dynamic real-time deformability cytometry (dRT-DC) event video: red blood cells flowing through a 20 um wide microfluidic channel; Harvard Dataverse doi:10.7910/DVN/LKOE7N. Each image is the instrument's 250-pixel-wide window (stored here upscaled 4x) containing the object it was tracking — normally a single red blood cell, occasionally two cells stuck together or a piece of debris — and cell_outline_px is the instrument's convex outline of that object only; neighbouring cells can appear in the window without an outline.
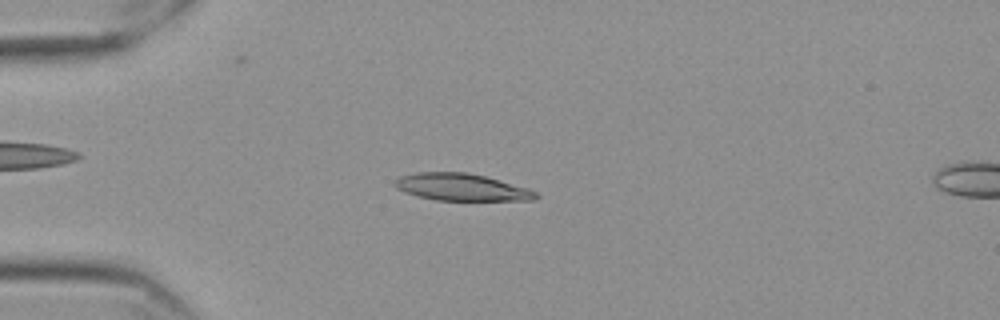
{"species": "Egyptian fruit bat (a non-hibernating species)", "species_latin": "Rousettus aegyptiacus", "temperature_condition": "cold", "stored_images_in_passage": 40, "camera_frame_rate_fps": 3000, "um_per_image_px": 0.085, "frame": {"image": 1, "passage_image": 6, "time_ms": 1.667, "image_size_px": [1000, 320], "cell_outline_px": [[540, 196], [536, 200], [436, 200], [404, 192], [396, 188], [392, 184], [392, 180], [400, 176], [416, 172], [468, 172], [484, 176], [528, 188], [536, 192]], "centroid_in_image_um": [39.19, 15.9], "position_along_channel_um": 45.8, "area_um2": 22.31}}
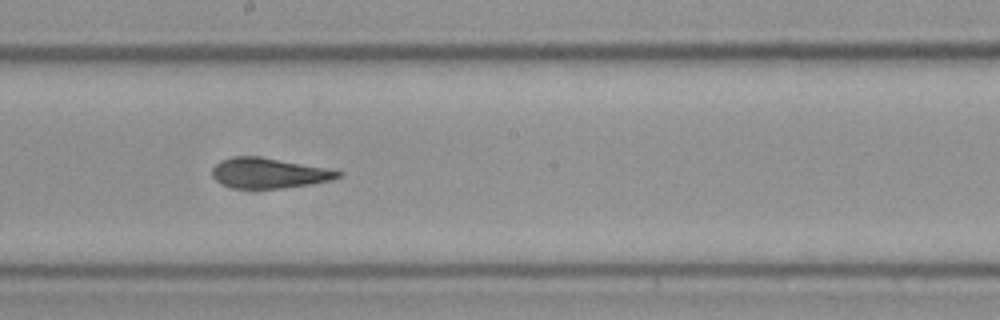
{"frame": {"image": 2, "passage_image": 23, "time_ms": 7.333, "image_size_px": [1000, 320], "cell_outline_px": [[344, 172], [340, 176], [332, 180], [284, 188], [236, 188], [224, 184], [216, 180], [212, 176], [212, 168], [220, 160], [236, 156], [260, 156], [324, 168]], "centroid_in_image_um": [22.83, 14.7], "position_along_channel_um": 225.4, "area_um2": 21.85}}
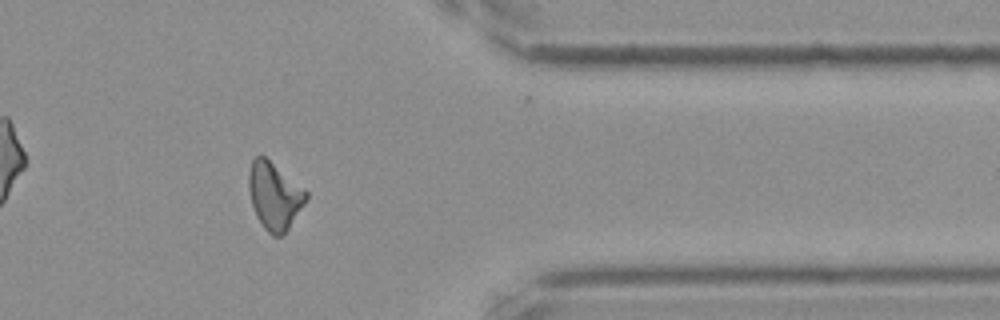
{"frame": {"image": 3, "passage_image": 38, "time_ms": 12.333, "image_size_px": [1000, 320], "cell_outline_px": [[308, 196], [288, 228], [280, 236], [272, 236], [264, 228], [256, 216], [252, 204], [248, 188], [248, 172], [252, 160], [256, 156], [264, 156], [304, 188], [308, 192]], "centroid_in_image_um": [23.3, 16.63], "position_along_channel_um": 388.1, "area_um2": 22.08}, "authors_computed_cell_mechanics": {"area_um2": 22.2819, "velocity_mm_per_s": 3.5512, "shape_relaxation_time_tau1_ms": 9.7236, "shape_relaxation_time_tau2_ms": 4.9377, "deformation_change_tau1": 0.1987, "deformation_change_tau2": 0.1281}}